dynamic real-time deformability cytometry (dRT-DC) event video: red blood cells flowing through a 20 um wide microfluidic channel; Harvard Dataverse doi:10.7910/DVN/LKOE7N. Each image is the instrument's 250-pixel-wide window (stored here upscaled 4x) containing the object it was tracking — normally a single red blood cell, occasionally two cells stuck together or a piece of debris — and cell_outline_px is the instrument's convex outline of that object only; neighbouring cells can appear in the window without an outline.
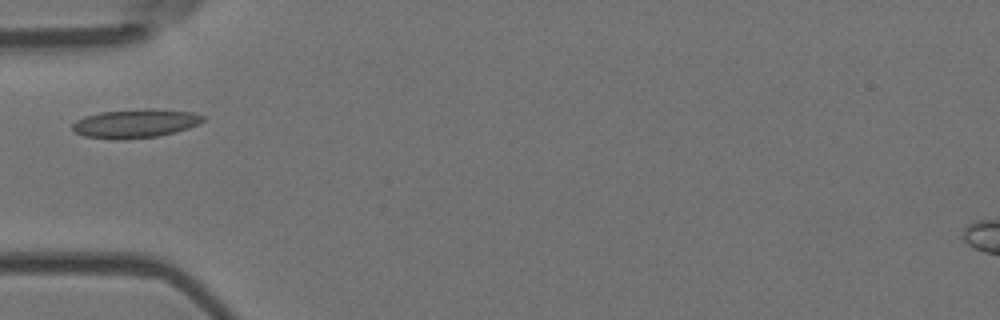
{"species": "Egyptian fruit bat (a non-hibernating species)", "species_latin": "Rousettus aegyptiacus", "temperature_condition": "room temperature", "stored_images_in_passage": 4, "camera_frame_rate_fps": 3000, "um_per_image_px": 0.085, "animal": {"sex": "female"}, "frame": {"image": 1, "passage_image": 3, "time_ms": 0.667, "image_size_px": [1000, 320], "cell_outline_px": [[204, 120], [188, 128], [176, 132], [156, 136], [124, 140], [116, 140], [84, 136], [76, 132], [72, 128], [72, 124], [76, 120], [84, 116], [100, 112], [140, 108], [148, 108], [192, 112], [204, 116]], "centroid_in_image_um": [11.47, 10.49], "position_along_channel_um": 73.5, "area_um2": 21.96}}
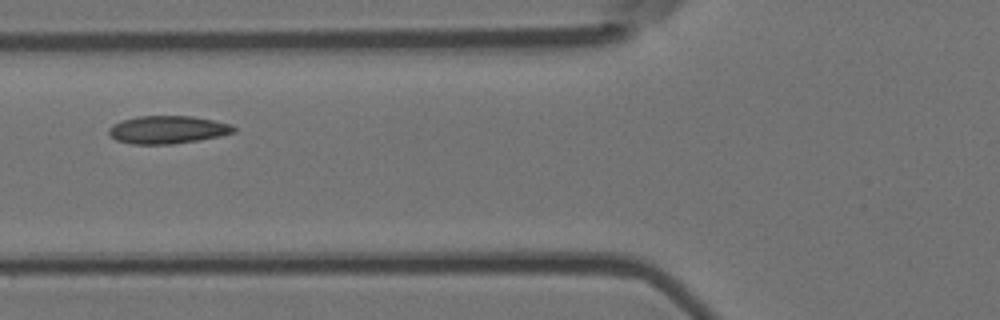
{"frame": {"image": 2, "passage_image": 4, "time_ms": 1.0, "image_size_px": [1000, 320], "cell_outline_px": [[236, 132], [220, 136], [200, 140], [172, 144], [132, 144], [116, 140], [108, 132], [108, 128], [112, 124], [120, 120], [136, 116], [192, 116], [232, 124], [236, 128]], "centroid_in_image_um": [14.24, 11.02], "position_along_channel_um": 111.6, "area_um2": 20.46}}